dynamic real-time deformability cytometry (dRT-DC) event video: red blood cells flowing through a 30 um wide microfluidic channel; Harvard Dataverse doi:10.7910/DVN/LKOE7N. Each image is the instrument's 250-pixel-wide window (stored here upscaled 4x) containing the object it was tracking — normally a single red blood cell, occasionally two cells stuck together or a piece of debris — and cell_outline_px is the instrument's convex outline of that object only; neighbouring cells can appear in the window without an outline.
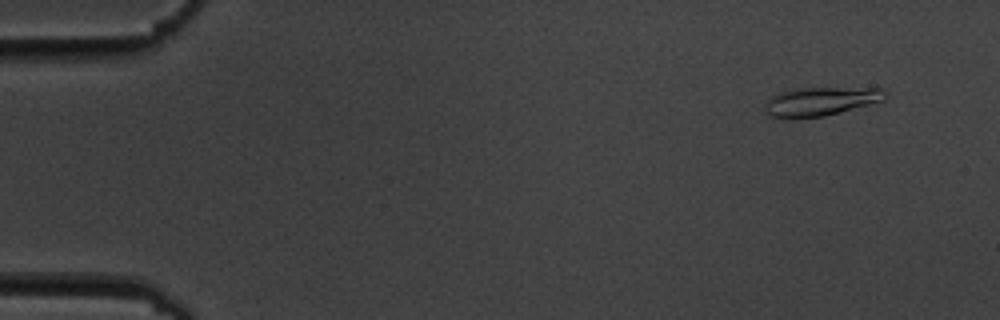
{"species": "common noctule bat (a hibernating species)", "species_latin": "Nyctalus noctula", "temperature_condition": "cold", "stored_images_in_passage": 10, "camera_frame_rate_fps": 3000, "um_per_image_px": 0.085, "animal": {"sex": "male", "body_mass_g": 19.5, "forearm_length_mm": 54.6}, "frame": {"image": 1, "passage_image": 2, "time_ms": 1.333, "image_size_px": [1000, 320], "cell_outline_px": [[888, 96], [884, 100], [824, 116], [772, 116], [764, 108], [764, 104], [772, 96], [796, 88], [880, 88], [888, 92]], "centroid_in_image_um": [69.84, 8.58], "position_along_channel_um": 15.2, "area_um2": 19.36}}
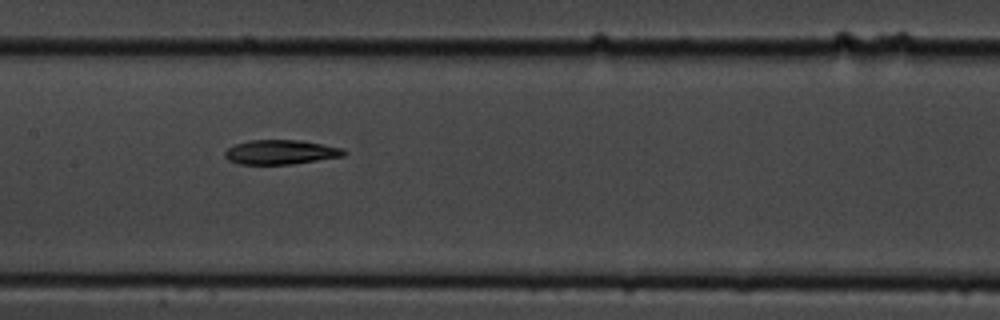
{"frame": {"image": 2, "passage_image": 9, "time_ms": 9.333, "image_size_px": [1000, 320], "cell_outline_px": [[348, 152], [344, 156], [292, 164], [240, 164], [228, 160], [224, 156], [224, 152], [228, 148], [236, 144], [248, 140], [300, 140], [344, 148]], "centroid_in_image_um": [23.88, 12.93], "position_along_channel_um": 183.5, "area_um2": 16.99}}
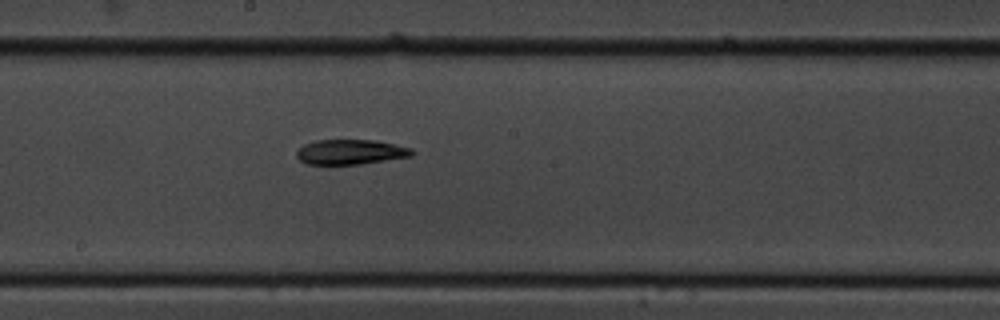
{"frame": {"image": 3, "passage_image": 10, "time_ms": 10.333, "image_size_px": [1000, 320], "cell_outline_px": [[416, 152], [412, 156], [360, 164], [308, 164], [300, 160], [296, 156], [296, 152], [304, 144], [316, 140], [372, 140], [412, 148]], "centroid_in_image_um": [29.8, 12.92], "position_along_channel_um": 218.4, "area_um2": 16.65}}